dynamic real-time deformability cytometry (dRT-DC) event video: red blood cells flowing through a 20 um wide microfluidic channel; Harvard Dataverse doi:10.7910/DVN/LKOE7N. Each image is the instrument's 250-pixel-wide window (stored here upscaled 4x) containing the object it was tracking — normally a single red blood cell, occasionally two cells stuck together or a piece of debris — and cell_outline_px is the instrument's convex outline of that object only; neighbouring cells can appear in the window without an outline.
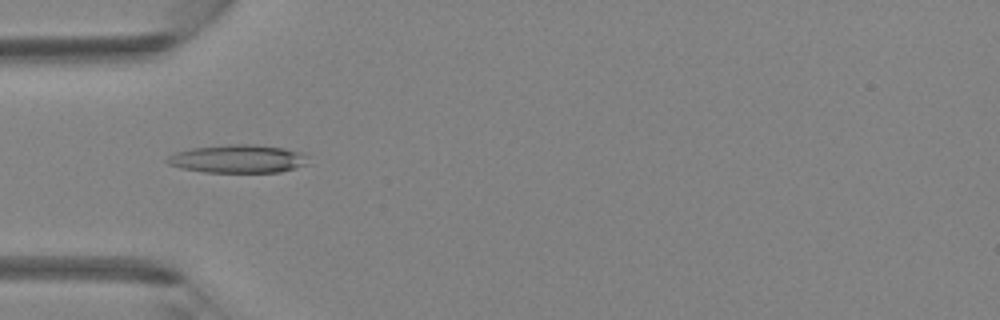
{"species": "Egyptian fruit bat (a non-hibernating species)", "species_latin": "Rousettus aegyptiacus", "temperature_condition": "room temperature", "stored_images_in_passage": 5, "camera_frame_rate_fps": 3000, "um_per_image_px": 0.085, "animal": {"sex": "female"}, "frame": {"image": 1, "passage_image": 4, "time_ms": 1.0, "image_size_px": [1000, 320], "cell_outline_px": [[308, 164], [280, 172], [204, 172], [180, 168], [168, 164], [164, 160], [168, 156], [176, 152], [192, 148], [228, 144], [252, 144], [284, 148], [300, 152], [304, 156]], "centroid_in_image_um": [20.17, 13.5], "position_along_channel_um": 64.8, "area_um2": 23.06}}
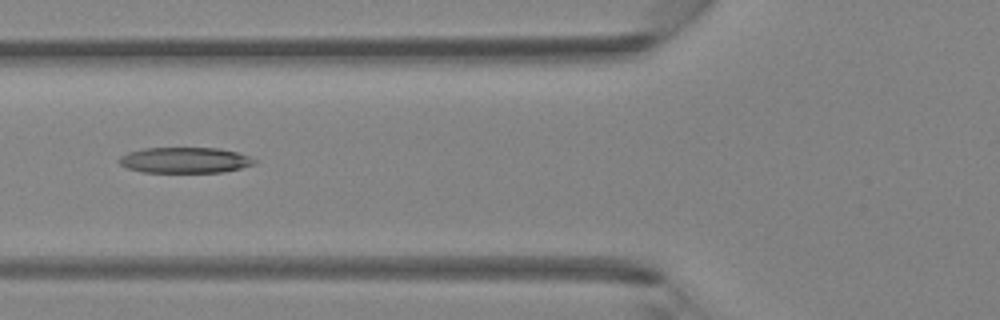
{"frame": {"image": 2, "passage_image": 5, "time_ms": 1.333, "image_size_px": [1000, 320], "cell_outline_px": [[256, 164], [224, 172], [144, 172], [128, 168], [120, 164], [116, 160], [120, 156], [128, 152], [144, 148], [220, 148], [236, 152], [248, 156], [256, 160]], "centroid_in_image_um": [15.7, 13.61], "position_along_channel_um": 110.1, "area_um2": 20.29}}